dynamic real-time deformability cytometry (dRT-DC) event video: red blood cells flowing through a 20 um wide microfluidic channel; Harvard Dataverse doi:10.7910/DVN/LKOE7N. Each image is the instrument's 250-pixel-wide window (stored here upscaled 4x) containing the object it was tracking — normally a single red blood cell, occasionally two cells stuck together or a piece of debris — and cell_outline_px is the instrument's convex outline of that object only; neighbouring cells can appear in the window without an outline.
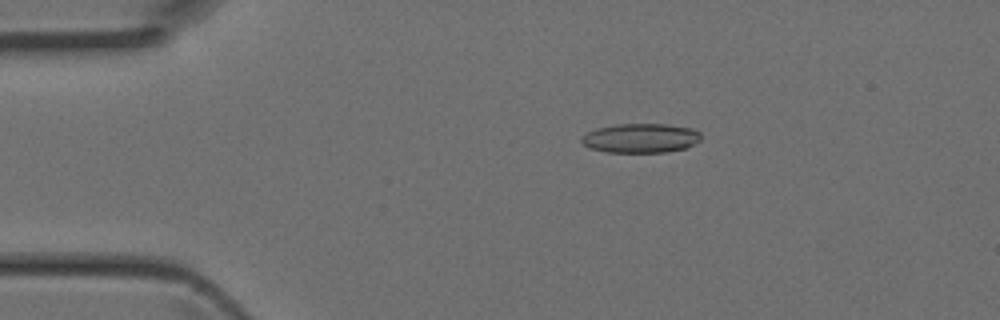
{"species": "Egyptian fruit bat (a non-hibernating species)", "species_latin": "Rousettus aegyptiacus", "temperature_condition": "room temperature", "stored_images_in_passage": 43, "camera_frame_rate_fps": 3000, "um_per_image_px": 0.085, "animal": {"sex": "female"}, "frame": {"image": 1, "passage_image": 8, "time_ms": 2.333, "image_size_px": [1000, 320], "cell_outline_px": [[700, 140], [688, 148], [664, 152], [608, 152], [592, 148], [584, 144], [580, 140], [580, 136], [596, 128], [616, 124], [664, 124], [692, 128], [700, 132]], "centroid_in_image_um": [54.47, 11.73], "position_along_channel_um": 30.5, "area_um2": 20.4}}
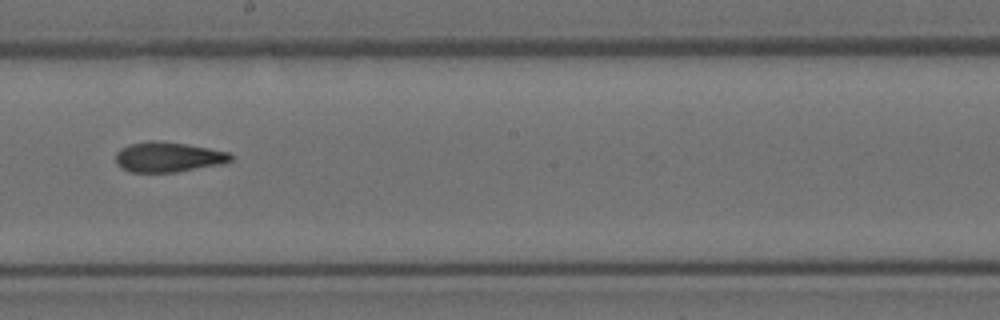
{"frame": {"image": 2, "passage_image": 24, "time_ms": 7.667, "image_size_px": [1000, 320], "cell_outline_px": [[232, 160], [224, 164], [176, 172], [128, 172], [120, 168], [116, 164], [116, 152], [120, 148], [128, 144], [148, 140], [156, 140], [184, 144], [208, 148], [228, 152], [232, 156]], "centroid_in_image_um": [14.25, 13.35], "position_along_channel_um": 234.0, "area_um2": 20.35}}
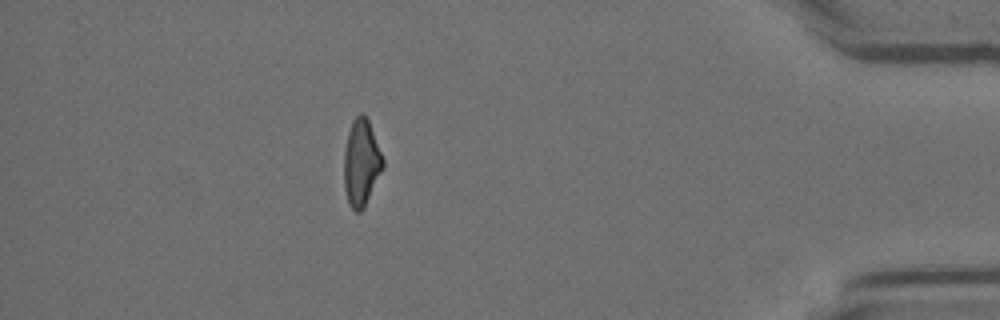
{"frame": {"image": 3, "passage_image": 38, "time_ms": 12.333, "image_size_px": [1000, 320], "cell_outline_px": [[384, 168], [364, 208], [360, 212], [356, 212], [348, 204], [344, 188], [344, 152], [348, 132], [352, 120], [360, 112], [368, 120], [384, 160]], "centroid_in_image_um": [30.71, 13.87], "position_along_channel_um": 404.5, "area_um2": 19.71}}